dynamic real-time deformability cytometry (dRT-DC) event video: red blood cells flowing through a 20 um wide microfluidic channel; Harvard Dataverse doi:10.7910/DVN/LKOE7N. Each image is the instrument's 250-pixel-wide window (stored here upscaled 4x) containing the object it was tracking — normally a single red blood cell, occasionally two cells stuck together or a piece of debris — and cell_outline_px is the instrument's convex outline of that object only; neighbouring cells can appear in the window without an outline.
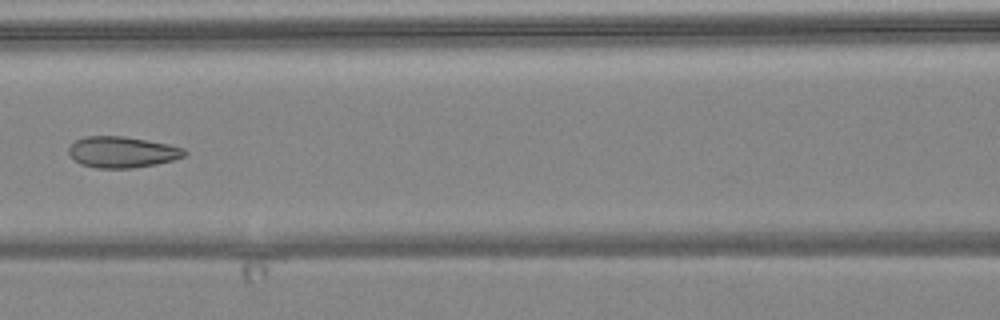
{"species": "common noctule bat (a hibernating species)", "species_latin": "Nyctalus noctula", "temperature_condition": "warm", "stored_images_in_passage": 5, "camera_frame_rate_fps": 3000, "um_per_image_px": 0.085, "animal": {"sex": "female", "body_mass_g": 24.6, "forearm_length_mm": 56.2}, "frame": {"image": 1, "passage_image": 5, "time_ms": 4.667, "image_size_px": [1000, 320], "cell_outline_px": [[188, 152], [184, 156], [172, 160], [156, 164], [132, 168], [96, 168], [80, 164], [68, 152], [68, 148], [76, 140], [84, 136], [120, 136], [168, 144], [184, 148]], "centroid_in_image_um": [10.38, 12.93], "position_along_channel_um": 156.2, "area_um2": 20.81}}